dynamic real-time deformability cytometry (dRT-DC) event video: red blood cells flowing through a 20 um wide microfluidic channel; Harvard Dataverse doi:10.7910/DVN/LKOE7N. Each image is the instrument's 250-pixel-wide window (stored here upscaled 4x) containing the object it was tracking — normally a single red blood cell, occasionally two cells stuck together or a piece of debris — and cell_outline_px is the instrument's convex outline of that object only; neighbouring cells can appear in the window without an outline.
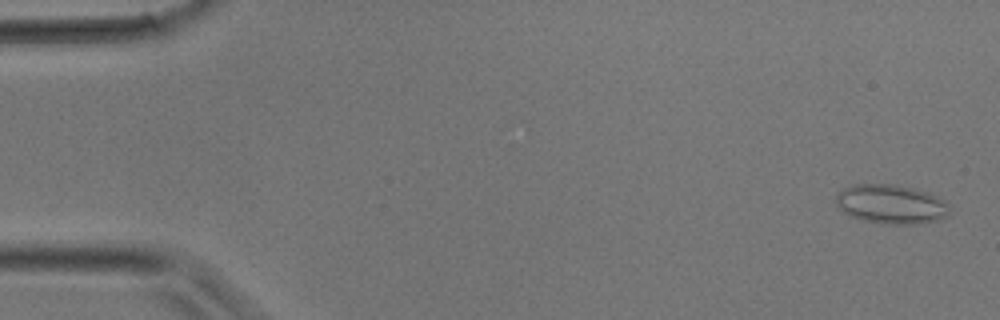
{"species": "common noctule bat (a hibernating species)", "species_latin": "Nyctalus noctula", "temperature_condition": "room temperature", "stored_images_in_passage": 17, "segment_of_instrument_passage": [1, 2], "camera_frame_rate_fps": 3000, "um_per_image_px": 0.085, "animal": {"sex": "male", "body_mass_g": 17.9}, "frame": {"image": 1, "passage_image": 1, "time_ms": 0.0, "image_size_px": [1000, 320], "cell_outline_px": [[948, 216], [936, 220], [916, 224], [880, 224], [848, 216], [836, 204], [836, 192], [844, 188], [856, 184], [892, 184], [912, 188], [936, 196], [944, 200], [948, 204]], "centroid_in_image_um": [75.7, 17.36], "position_along_channel_um": 9.3, "area_um2": 25.89}}
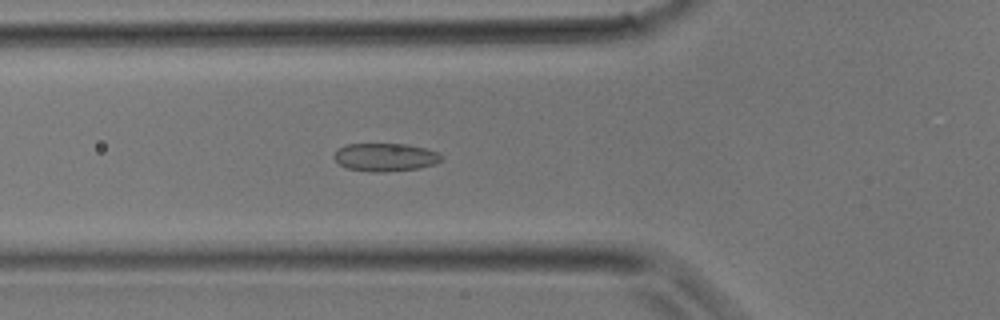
{"frame": {"image": 2, "passage_image": 12, "time_ms": 3.667, "image_size_px": [1000, 320], "cell_outline_px": [[444, 160], [436, 164], [420, 168], [384, 172], [372, 172], [348, 168], [340, 164], [332, 156], [336, 148], [344, 144], [408, 144], [424, 148], [436, 152], [444, 156]], "centroid_in_image_um": [32.75, 13.36], "position_along_channel_um": 93.0, "area_um2": 17.8}}
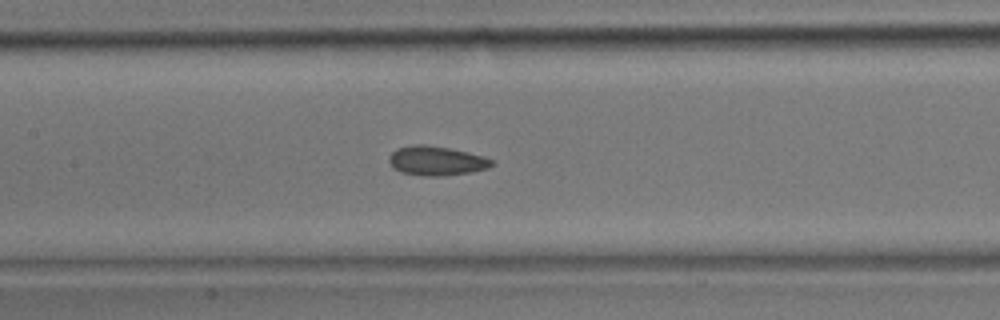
{"frame": {"image": 3, "passage_image": 16, "time_ms": 5.0, "image_size_px": [1000, 320], "cell_outline_px": [[496, 164], [488, 168], [472, 172], [444, 176], [424, 176], [400, 172], [392, 168], [388, 160], [388, 156], [396, 148], [412, 144], [424, 144], [448, 148], [468, 152], [484, 156], [492, 160]], "centroid_in_image_um": [37.07, 13.67], "position_along_channel_um": 170.3, "area_um2": 17.86}}